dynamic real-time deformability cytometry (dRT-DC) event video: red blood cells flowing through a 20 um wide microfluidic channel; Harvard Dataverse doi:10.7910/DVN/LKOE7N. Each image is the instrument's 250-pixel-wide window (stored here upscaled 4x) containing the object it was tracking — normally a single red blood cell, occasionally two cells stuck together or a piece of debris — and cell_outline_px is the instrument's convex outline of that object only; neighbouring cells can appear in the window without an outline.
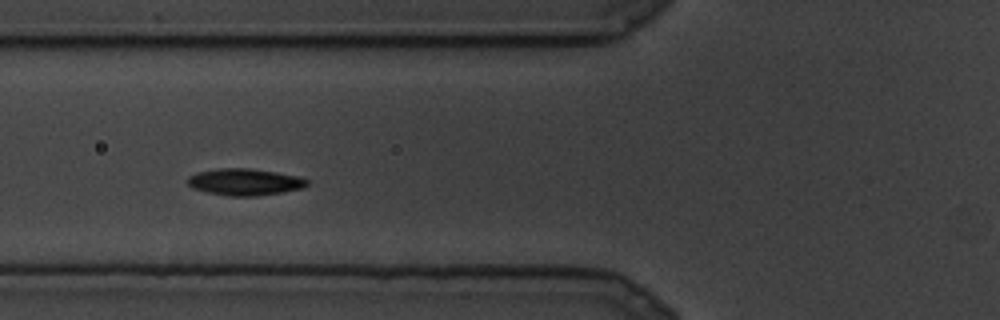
{"species": "common noctule bat (a hibernating species)", "species_latin": "Nyctalus noctula", "temperature_condition": "cold", "stored_images_in_passage": 9, "camera_frame_rate_fps": 3000, "um_per_image_px": 0.085, "animal": {"sex": "male", "body_mass_g": 19.5, "forearm_length_mm": 54.6}, "frame": {"image": 1, "passage_image": 6, "time_ms": 1.667, "image_size_px": [1000, 320], "cell_outline_px": [[308, 184], [304, 188], [256, 196], [228, 196], [208, 192], [192, 188], [188, 184], [188, 176], [196, 172], [220, 168], [248, 168], [276, 172], [300, 176], [308, 180]], "centroid_in_image_um": [20.81, 15.46], "position_along_channel_um": 105.0, "area_um2": 18.61}}
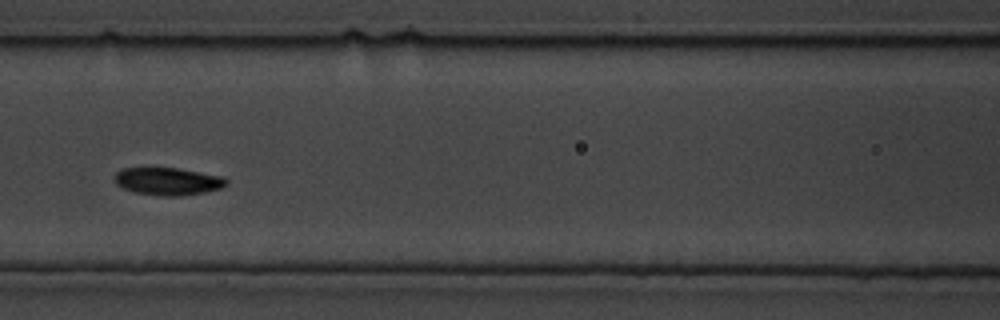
{"frame": {"image": 2, "passage_image": 8, "time_ms": 2.333, "image_size_px": [1000, 320], "cell_outline_px": [[228, 184], [220, 188], [204, 192], [176, 196], [164, 196], [132, 192], [116, 184], [116, 172], [124, 168], [176, 168], [224, 176], [228, 180]], "centroid_in_image_um": [14.3, 15.41], "position_along_channel_um": 152.3, "area_um2": 17.8}}